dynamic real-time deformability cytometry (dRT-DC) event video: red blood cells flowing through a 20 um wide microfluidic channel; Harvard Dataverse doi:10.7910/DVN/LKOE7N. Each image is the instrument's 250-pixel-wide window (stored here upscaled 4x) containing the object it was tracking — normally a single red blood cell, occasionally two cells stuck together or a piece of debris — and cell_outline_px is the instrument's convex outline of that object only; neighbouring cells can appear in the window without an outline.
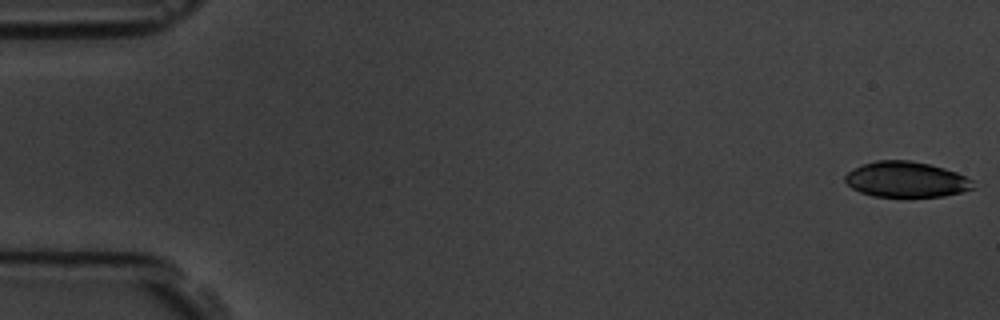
{"species": "common noctule bat (a hibernating species)", "species_latin": "Nyctalus noctula", "temperature_condition": "room temperature", "stored_images_in_passage": 6, "segment_of_instrument_passage": [2, 2], "camera_frame_rate_fps": 3000, "um_per_image_px": 0.085, "animal": {"sex": "male", "body_mass_g": 19.5, "forearm_length_mm": 54.6}, "frame": {"image": 1, "passage_image": 6, "time_ms": 6.333, "image_size_px": [1000, 320], "cell_outline_px": [[976, 188], [944, 196], [872, 196], [860, 192], [852, 188], [844, 180], [844, 176], [848, 172], [864, 164], [876, 160], [912, 160], [944, 168], [956, 172], [972, 180]], "centroid_in_image_um": [77.03, 15.25], "position_along_channel_um": 8.0, "area_um2": 26.36}}